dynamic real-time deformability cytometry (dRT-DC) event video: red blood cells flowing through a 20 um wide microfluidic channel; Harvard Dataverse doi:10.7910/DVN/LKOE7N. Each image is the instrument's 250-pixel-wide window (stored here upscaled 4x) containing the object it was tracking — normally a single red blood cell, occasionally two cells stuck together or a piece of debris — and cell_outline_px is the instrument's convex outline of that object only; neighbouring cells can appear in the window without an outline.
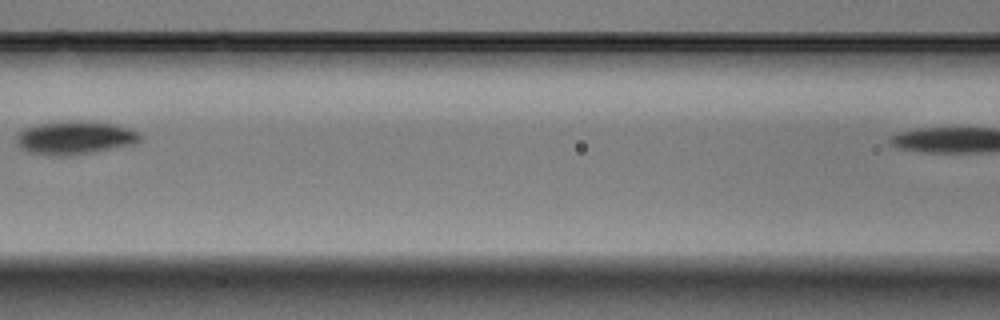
{"species": "Egyptian fruit bat (a non-hibernating species)", "species_latin": "Rousettus aegyptiacus", "temperature_condition": "warm", "stored_images_in_passage": 9, "camera_frame_rate_fps": 3000, "um_per_image_px": 0.085, "animal": {"sex": "male"}, "frame": {"image": 1, "passage_image": 8, "time_ms": 2.333, "image_size_px": [1000, 320], "cell_outline_px": [[140, 140], [132, 144], [92, 152], [68, 156], [56, 156], [28, 152], [20, 148], [16, 144], [16, 136], [24, 128], [36, 124], [80, 120], [112, 124], [128, 128], [140, 132]], "centroid_in_image_um": [6.31, 11.71], "position_along_channel_um": 160.3, "area_um2": 23.87}}
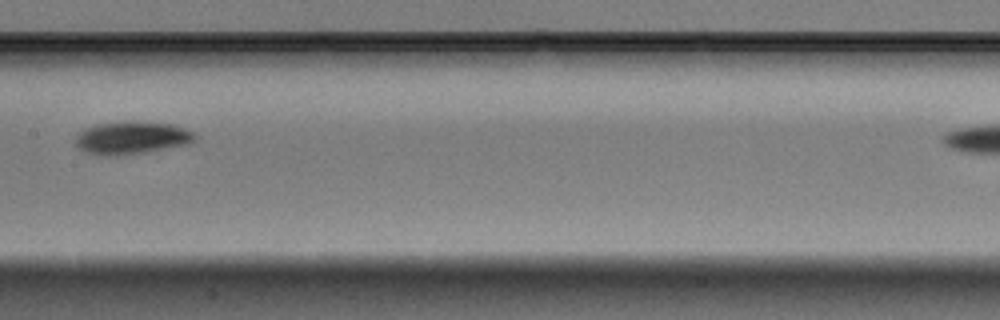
{"frame": {"image": 2, "passage_image": 9, "time_ms": 2.667, "image_size_px": [1000, 320], "cell_outline_px": [[200, 136], [188, 144], [124, 156], [96, 156], [80, 148], [76, 144], [76, 136], [84, 128], [96, 124], [128, 120], [136, 120], [172, 124], [184, 128]], "centroid_in_image_um": [11.2, 11.7], "position_along_channel_um": 196.2, "area_um2": 23.24}}